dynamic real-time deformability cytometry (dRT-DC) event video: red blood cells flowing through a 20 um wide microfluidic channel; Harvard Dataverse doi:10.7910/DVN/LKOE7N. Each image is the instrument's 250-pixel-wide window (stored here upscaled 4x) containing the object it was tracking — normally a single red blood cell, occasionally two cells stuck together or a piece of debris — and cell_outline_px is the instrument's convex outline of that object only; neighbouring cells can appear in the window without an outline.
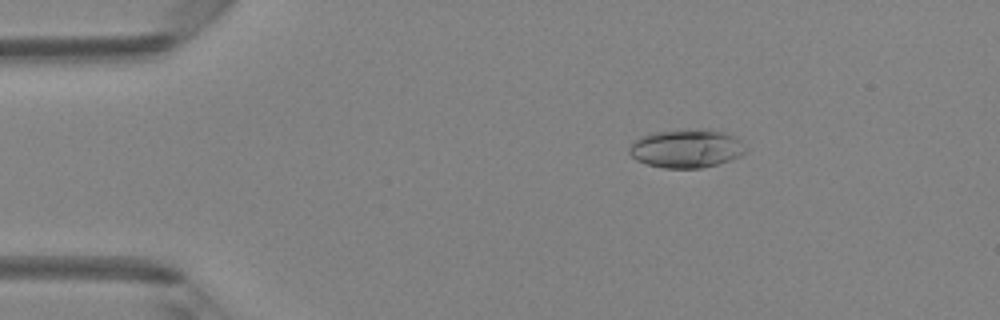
{"species": "Egyptian fruit bat (a non-hibernating species)", "species_latin": "Rousettus aegyptiacus", "temperature_condition": "room temperature", "stored_images_in_passage": 48, "camera_frame_rate_fps": 3000, "um_per_image_px": 0.085, "animal": {"sex": "female"}, "frame": {"image": 1, "passage_image": 8, "time_ms": 2.333, "image_size_px": [1000, 320], "cell_outline_px": [[748, 148], [740, 156], [732, 160], [700, 168], [664, 168], [648, 164], [636, 160], [628, 152], [628, 148], [636, 140], [644, 136], [656, 132], [712, 128], [736, 136]], "centroid_in_image_um": [58.41, 12.62], "position_along_channel_um": 26.6, "area_um2": 26.07}}
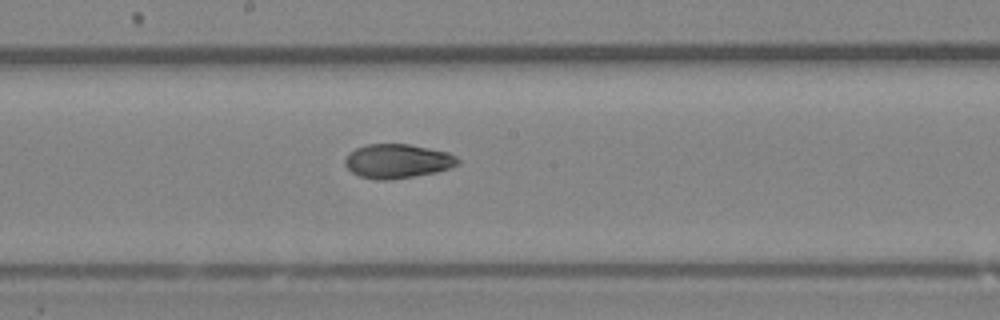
{"frame": {"image": 2, "passage_image": 26, "time_ms": 8.333, "image_size_px": [1000, 320], "cell_outline_px": [[460, 164], [436, 172], [392, 180], [376, 180], [360, 176], [352, 172], [344, 164], [344, 160], [348, 152], [356, 148], [368, 144], [408, 144], [448, 152], [456, 156], [460, 160]], "centroid_in_image_um": [33.77, 13.7], "position_along_channel_um": 214.4, "area_um2": 22.54}}
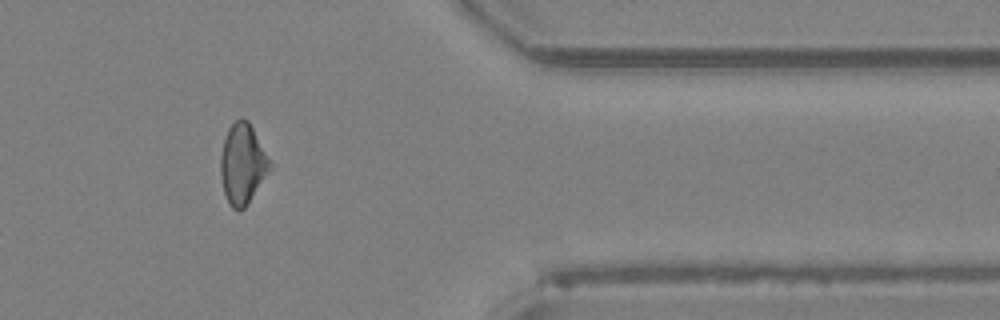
{"frame": {"image": 3, "passage_image": 40, "time_ms": 13.0, "image_size_px": [1000, 320], "cell_outline_px": [[272, 168], [244, 208], [232, 208], [224, 192], [220, 172], [220, 156], [224, 140], [228, 128], [240, 116], [248, 120], [272, 164]], "centroid_in_image_um": [20.62, 13.89], "position_along_channel_um": 390.8, "area_um2": 22.72}, "authors_computed_cell_mechanics": {"area_um2": 22.7154, "velocity_mm_per_s": 4.2042, "shape_relaxation_time_tau1_ms": 8.3842, "shape_relaxation_time_tau2_ms": 1.6688, "deformation_change_tau1": 0.2172, "deformation_change_tau2": 0.0624}}